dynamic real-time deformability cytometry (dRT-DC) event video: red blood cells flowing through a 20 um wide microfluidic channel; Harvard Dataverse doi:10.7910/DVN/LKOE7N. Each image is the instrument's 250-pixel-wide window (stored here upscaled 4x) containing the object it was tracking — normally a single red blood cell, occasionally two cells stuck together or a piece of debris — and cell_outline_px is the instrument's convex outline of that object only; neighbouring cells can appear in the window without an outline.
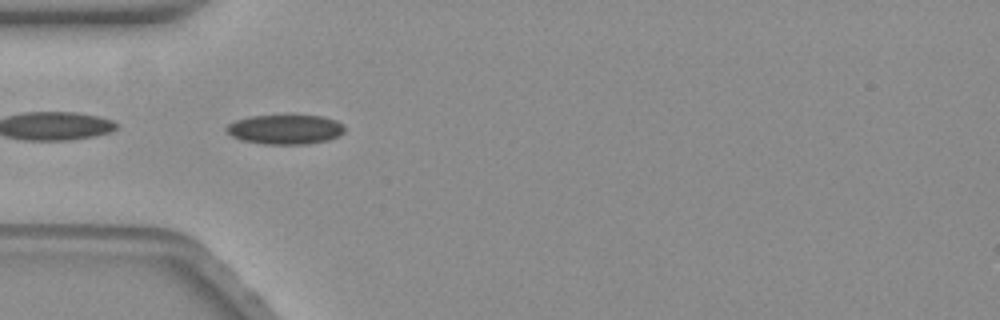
{"species": "common noctule bat (a hibernating species)", "species_latin": "Nyctalus noctula", "temperature_condition": "warm", "stored_images_in_passage": 41, "camera_frame_rate_fps": 3000, "um_per_image_px": 0.085, "animal": {"sex": "female", "body_mass_g": 19.3, "forearm_length_mm": 54.1}, "frame": {"image": 1, "passage_image": 1, "time_ms": 0.0, "image_size_px": [1000, 320], "cell_outline_px": [[344, 132], [340, 136], [328, 140], [308, 144], [264, 144], [240, 140], [232, 136], [224, 128], [228, 124], [236, 120], [252, 116], [320, 116], [336, 120], [344, 124]], "centroid_in_image_um": [24.26, 11.01], "position_along_channel_um": 60.7, "area_um2": 20.35}}
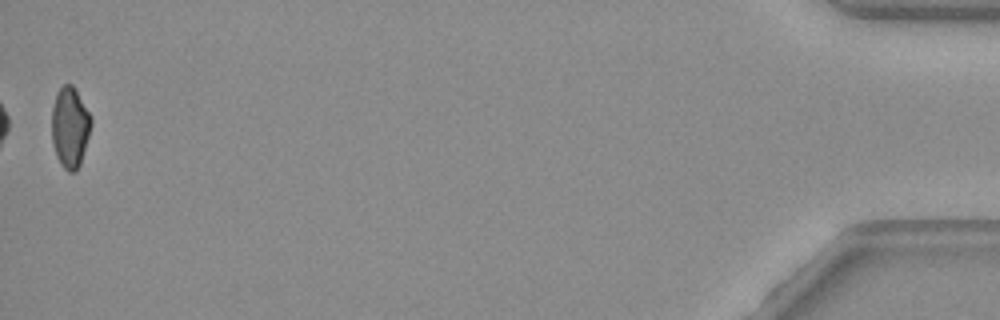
{"frame": {"image": 2, "passage_image": 41, "time_ms": 13.333, "image_size_px": [1000, 320], "cell_outline_px": [[92, 124], [80, 164], [76, 172], [68, 172], [60, 164], [56, 156], [52, 144], [52, 108], [56, 92], [64, 84], [72, 84], [92, 116]], "centroid_in_image_um": [5.94, 10.82], "position_along_channel_um": 429.3, "area_um2": 18.67}, "authors_computed_cell_mechanics": {"area_um2": 19.7098, "velocity_mm_per_s": 3.5332, "shape_relaxation_time_tau1_ms": 8.2815, "shape_relaxation_time_tau2_ms": 5.492, "deformation_change_tau1": 0.1573, "deformation_change_tau2": 0.098}}